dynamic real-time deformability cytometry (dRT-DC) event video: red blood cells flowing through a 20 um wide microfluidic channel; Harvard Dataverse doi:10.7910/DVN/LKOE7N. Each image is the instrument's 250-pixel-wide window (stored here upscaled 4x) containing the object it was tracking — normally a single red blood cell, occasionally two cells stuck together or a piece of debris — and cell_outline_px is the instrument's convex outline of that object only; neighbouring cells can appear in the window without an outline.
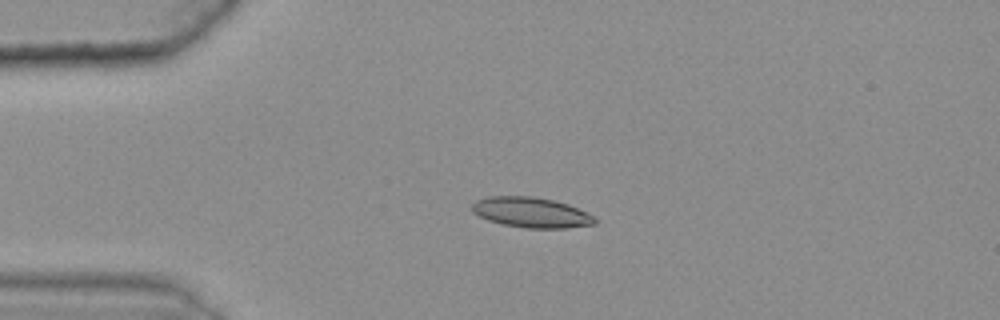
{"species": "common noctule bat (a hibernating species)", "species_latin": "Nyctalus noctula", "temperature_condition": "warm", "stored_images_in_passage": 48, "camera_frame_rate_fps": 3000, "um_per_image_px": 0.085, "animal": {"sex": "female", "body_mass_g": 25.1}, "frame": {"image": 1, "passage_image": 14, "time_ms": 4.333, "image_size_px": [1000, 320], "cell_outline_px": [[596, 224], [564, 228], [528, 228], [504, 224], [488, 220], [472, 212], [472, 204], [476, 200], [488, 196], [532, 196], [552, 200], [568, 204], [596, 216]], "centroid_in_image_um": [45.17, 18.05], "position_along_channel_um": 39.8, "area_um2": 21.62}}
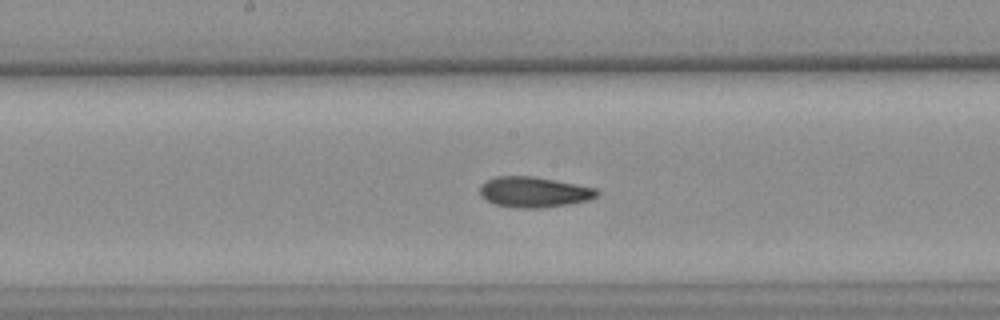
{"frame": {"image": 2, "passage_image": 30, "time_ms": 9.667, "image_size_px": [1000, 320], "cell_outline_px": [[600, 192], [596, 196], [588, 200], [568, 204], [544, 208], [516, 208], [496, 204], [480, 196], [480, 184], [496, 176], [532, 176], [596, 188]], "centroid_in_image_um": [45.37, 16.33], "position_along_channel_um": 202.8, "area_um2": 20.69}}
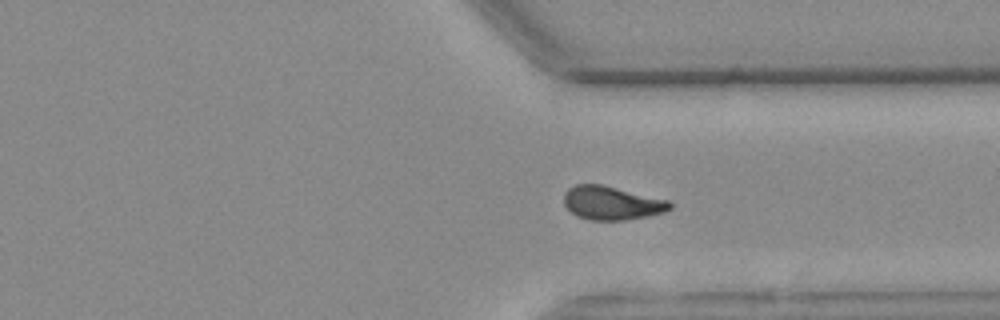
{"frame": {"image": 3, "passage_image": 43, "time_ms": 14.0, "image_size_px": [1000, 320], "cell_outline_px": [[672, 208], [664, 212], [624, 220], [592, 220], [576, 216], [564, 204], [564, 192], [568, 188], [576, 184], [600, 184], [668, 200], [672, 204]], "centroid_in_image_um": [51.97, 17.25], "position_along_channel_um": 359.4, "area_um2": 20.52}, "authors_computed_cell_mechanics": {"area_um2": 20.8947, "velocity_mm_per_s": 3.6036, "shape_relaxation_time_tau1_ms": 6.3307, "shape_relaxation_time_tau2_ms": 2.7553, "deformation_change_tau1": 0.1909, "deformation_change_tau2": 0.0948}}